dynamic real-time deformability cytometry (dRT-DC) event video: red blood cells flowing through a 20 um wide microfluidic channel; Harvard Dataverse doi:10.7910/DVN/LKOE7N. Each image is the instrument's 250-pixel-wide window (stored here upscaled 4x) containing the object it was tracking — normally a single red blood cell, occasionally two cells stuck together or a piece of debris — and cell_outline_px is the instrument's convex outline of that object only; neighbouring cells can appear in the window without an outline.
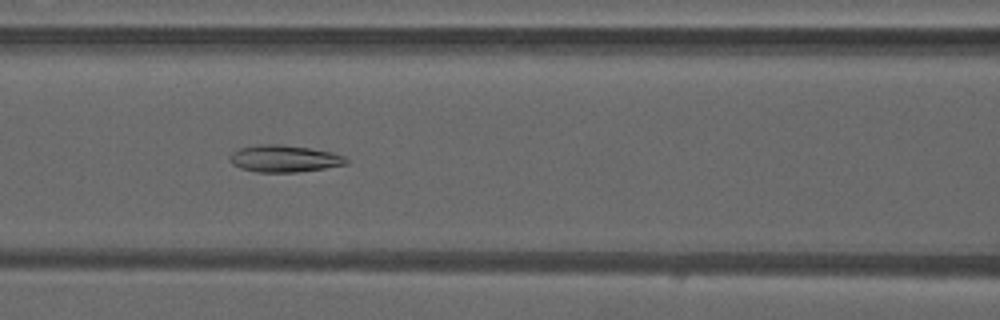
{"species": "common noctule bat (a hibernating species)", "species_latin": "Nyctalus noctula", "temperature_condition": "warm", "stored_images_in_passage": 48, "camera_frame_rate_fps": 3000, "um_per_image_px": 0.085, "animal": {"sex": "male", "forearm_length_mm": 52.5}, "frame": {"image": 1, "passage_image": 21, "time_ms": 6.667, "image_size_px": [1000, 320], "cell_outline_px": [[348, 164], [324, 168], [296, 172], [256, 172], [240, 168], [232, 164], [228, 160], [228, 156], [232, 152], [240, 148], [260, 144], [276, 144], [308, 148], [332, 152], [344, 156], [348, 160]], "centroid_in_image_um": [24.12, 13.49], "position_along_channel_um": 142.5, "area_um2": 18.26}, "authors_computed_cell_mechanics": {"area_um2": 18.5249, "velocity_mm_per_s": 4.2229, "shape_relaxation_time_tau1_ms": null, "shape_relaxation_time_tau2_ms": 2.7358, "deformation_change_tau1": null, "deformation_change_tau2": 0.0972}}